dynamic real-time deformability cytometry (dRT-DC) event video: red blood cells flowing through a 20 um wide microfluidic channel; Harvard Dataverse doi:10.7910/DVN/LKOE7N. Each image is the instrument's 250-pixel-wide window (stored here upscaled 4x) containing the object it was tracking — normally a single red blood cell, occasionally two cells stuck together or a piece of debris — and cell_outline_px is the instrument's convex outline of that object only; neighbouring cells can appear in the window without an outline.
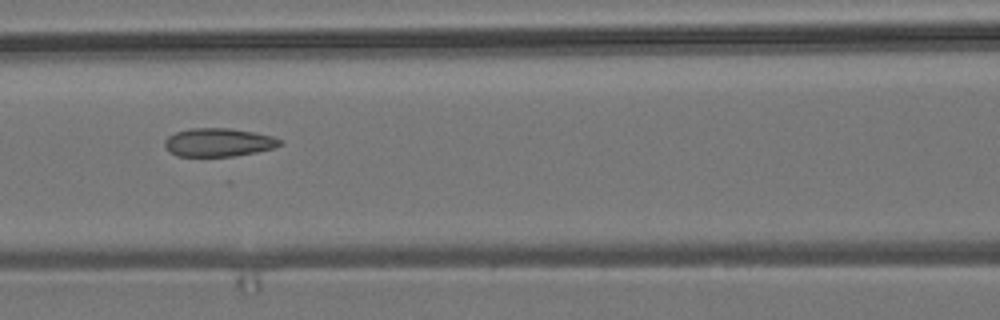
{"species": "common noctule bat (a hibernating species)", "species_latin": "Nyctalus noctula", "temperature_condition": "room temperature", "stored_images_in_passage": 7, "camera_frame_rate_fps": 3000, "um_per_image_px": 0.085, "animal": {"sex": "male", "body_mass_g": 19.2, "forearm_length_mm": 51.8}, "frame": {"image": 1, "passage_image": 7, "time_ms": 6.667, "image_size_px": [1000, 320], "cell_outline_px": [[284, 144], [276, 148], [256, 152], [232, 156], [176, 156], [168, 152], [164, 144], [164, 140], [168, 136], [176, 132], [188, 128], [228, 128], [252, 132], [272, 136], [284, 140]], "centroid_in_image_um": [18.58, 12.1], "position_along_channel_um": 148.0, "area_um2": 19.25}}